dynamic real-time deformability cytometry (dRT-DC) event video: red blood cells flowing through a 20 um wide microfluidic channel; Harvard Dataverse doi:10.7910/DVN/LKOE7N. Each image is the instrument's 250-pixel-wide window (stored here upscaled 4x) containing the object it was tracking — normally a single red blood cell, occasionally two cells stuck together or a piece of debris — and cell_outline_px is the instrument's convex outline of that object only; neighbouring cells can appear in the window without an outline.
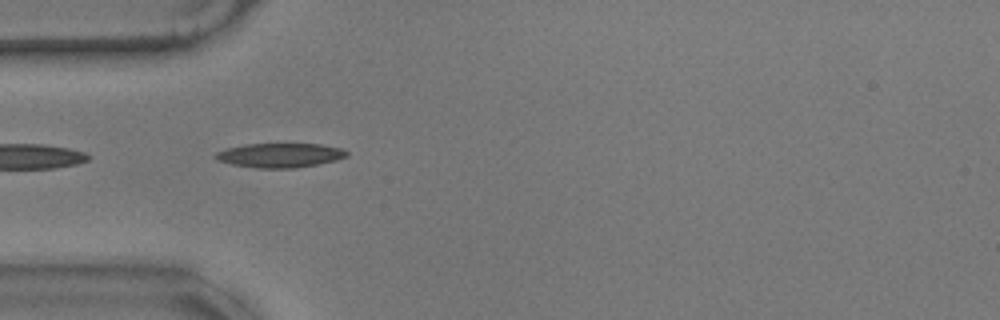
{"species": "common noctule bat (a hibernating species)", "species_latin": "Nyctalus noctula", "temperature_condition": "warm", "stored_images_in_passage": 41, "camera_frame_rate_fps": 3000, "um_per_image_px": 0.085, "animal": {"sex": "male", "body_mass_g": 17.9}, "frame": {"image": 1, "passage_image": 1, "time_ms": 0.0, "image_size_px": [1000, 320], "cell_outline_px": [[348, 156], [336, 160], [296, 168], [256, 168], [232, 164], [216, 160], [212, 156], [216, 152], [228, 148], [244, 144], [320, 144], [340, 148], [348, 152]], "centroid_in_image_um": [23.76, 13.2], "position_along_channel_um": 61.2, "area_um2": 18.55}}
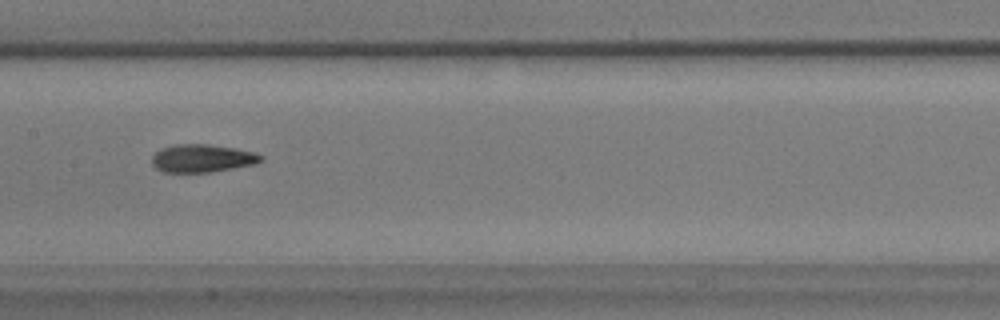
{"frame": {"image": 2, "passage_image": 12, "time_ms": 3.667, "image_size_px": [1000, 320], "cell_outline_px": [[264, 160], [256, 164], [212, 172], [164, 172], [156, 168], [152, 164], [152, 156], [160, 148], [176, 144], [208, 144], [236, 148], [256, 152], [264, 156]], "centroid_in_image_um": [17.23, 13.45], "position_along_channel_um": 190.2, "area_um2": 17.98}}
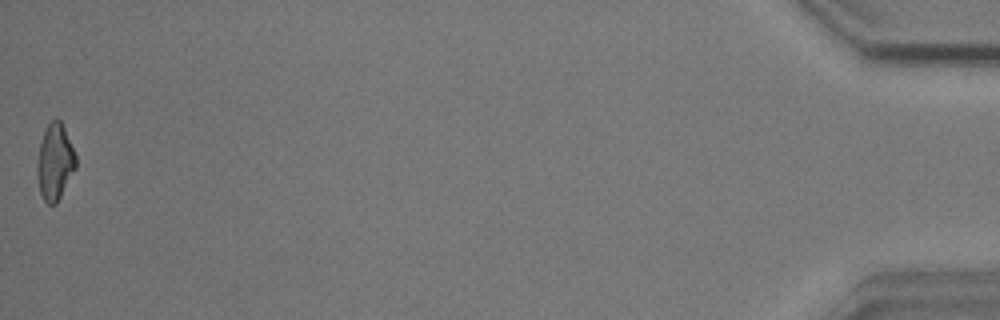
{"frame": {"image": 3, "passage_image": 41, "time_ms": 13.333, "image_size_px": [1000, 320], "cell_outline_px": [[76, 168], [56, 204], [48, 204], [44, 200], [40, 192], [36, 172], [36, 168], [40, 140], [48, 124], [56, 116], [60, 120], [64, 128], [76, 156]], "centroid_in_image_um": [4.65, 13.76], "position_along_channel_um": 430.5, "area_um2": 17.11}, "authors_computed_cell_mechanics": {"area_um2": 17.5134, "velocity_mm_per_s": 3.5244, "shape_relaxation_time_tau1_ms": 3.7673, "shape_relaxation_time_tau2_ms": 4.6769, "deformation_change_tau1": 0.1459, "deformation_change_tau2": 0.1379}}